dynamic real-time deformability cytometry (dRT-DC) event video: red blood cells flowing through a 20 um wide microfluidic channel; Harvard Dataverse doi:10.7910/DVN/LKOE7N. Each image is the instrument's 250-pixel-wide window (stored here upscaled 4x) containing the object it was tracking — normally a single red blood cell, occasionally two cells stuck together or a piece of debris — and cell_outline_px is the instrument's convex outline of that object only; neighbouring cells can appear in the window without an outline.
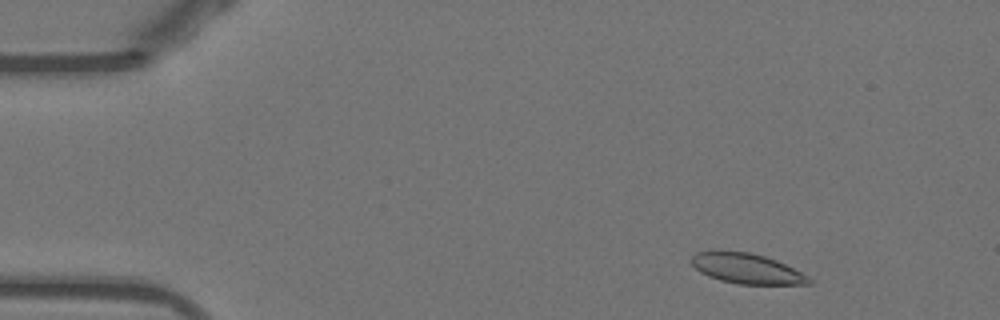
{"species": "Egyptian fruit bat (a non-hibernating species)", "species_latin": "Rousettus aegyptiacus", "temperature_condition": "warm", "stored_images_in_passage": 50, "camera_frame_rate_fps": 3000, "um_per_image_px": 0.085, "animal": {"sex": "female"}, "frame": {"image": 1, "passage_image": 4, "time_ms": 1.0, "image_size_px": [1000, 320], "cell_outline_px": [[812, 284], [740, 284], [720, 280], [708, 276], [700, 272], [688, 260], [696, 252], [748, 252], [764, 256], [776, 260], [808, 276], [812, 280]], "centroid_in_image_um": [63.46, 22.84], "position_along_channel_um": 21.5, "area_um2": 20.29}}
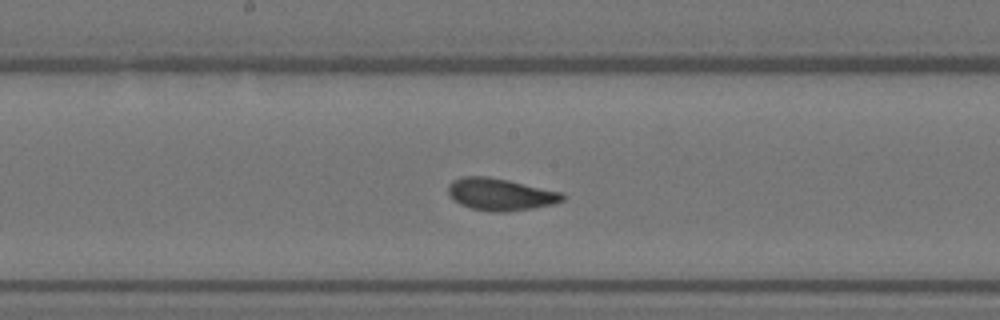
{"frame": {"image": 2, "passage_image": 25, "time_ms": 8.0, "image_size_px": [1000, 320], "cell_outline_px": [[564, 200], [552, 204], [532, 208], [504, 212], [488, 212], [472, 208], [460, 204], [448, 192], [448, 184], [452, 180], [464, 176], [488, 176], [508, 180], [564, 192]], "centroid_in_image_um": [42.55, 16.51], "position_along_channel_um": 205.7, "area_um2": 21.39}}
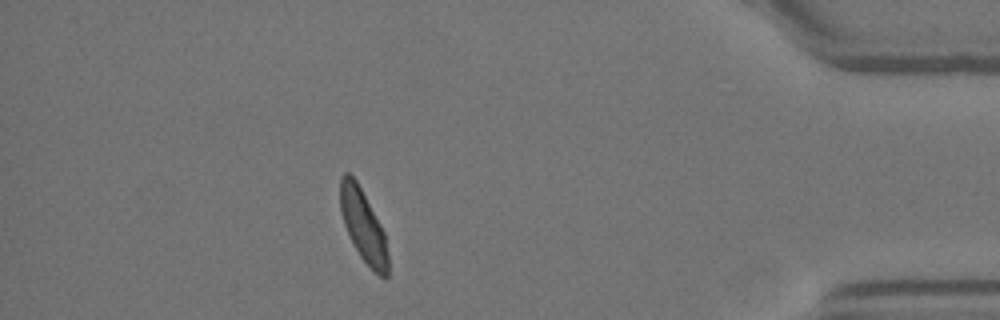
{"frame": {"image": 3, "passage_image": 44, "time_ms": 14.333, "image_size_px": [1000, 320], "cell_outline_px": [[388, 276], [380, 276], [360, 256], [352, 244], [344, 224], [340, 212], [340, 176], [344, 172], [348, 172], [356, 180], [380, 224], [384, 232], [388, 256]], "centroid_in_image_um": [30.84, 19.16], "position_along_channel_um": 404.4, "area_um2": 19.83}, "authors_computed_cell_mechanics": {"area_um2": 21.1548, "velocity_mm_per_s": 3.8618, "shape_relaxation_time_tau1_ms": 5.0373, "shape_relaxation_time_tau2_ms": 1.0826, "deformation_change_tau1": 0.1486, "deformation_change_tau2": 0.0526}}